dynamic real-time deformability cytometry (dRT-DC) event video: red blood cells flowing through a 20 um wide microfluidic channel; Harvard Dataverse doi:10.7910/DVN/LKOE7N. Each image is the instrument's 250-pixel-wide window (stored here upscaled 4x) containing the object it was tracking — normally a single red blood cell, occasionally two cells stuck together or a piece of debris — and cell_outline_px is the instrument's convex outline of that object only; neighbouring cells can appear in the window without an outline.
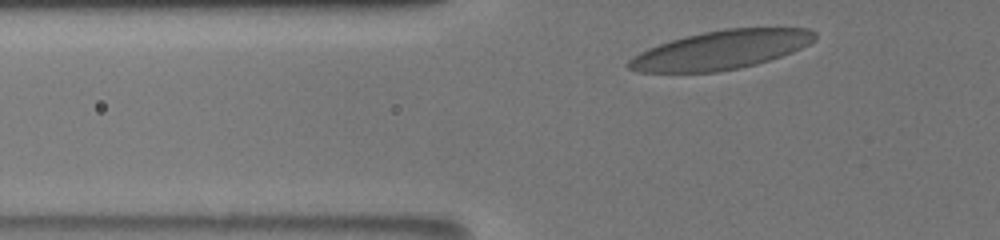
{"species": "human", "species_latin": "Homo sapiens", "temperature_condition": "room temperature", "stored_images_in_passage": 32, "camera_frame_rate_fps": 3000, "um_per_image_px": 0.085, "donor": {"sex": "male"}, "frame": {"image": 1, "passage_image": 2, "time_ms": 0.333, "image_size_px": [1000, 240], "cell_outline_px": [[816, 40], [792, 52], [756, 64], [740, 68], [716, 72], [636, 72], [628, 68], [628, 60], [632, 56], [648, 48], [684, 36], [704, 32], [728, 28], [808, 28], [816, 32]], "centroid_in_image_um": [61.28, 4.24], "position_along_channel_um": 64.5, "area_um2": 41.85}}
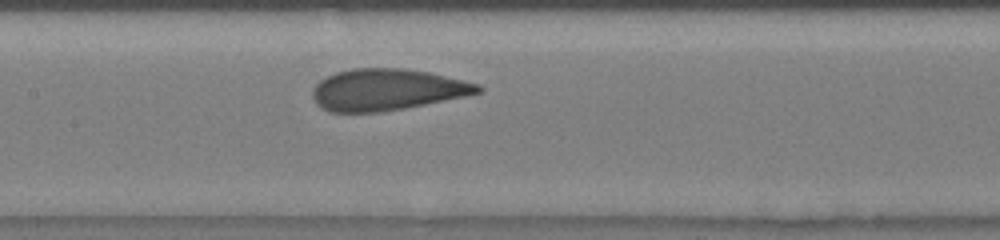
{"frame": {"image": 2, "passage_image": 13, "time_ms": 3.667, "image_size_px": [1000, 240], "cell_outline_px": [[484, 92], [404, 108], [376, 112], [328, 112], [320, 108], [316, 104], [312, 96], [312, 88], [320, 80], [336, 72], [352, 68], [404, 68], [428, 72], [464, 80], [480, 84], [484, 88]], "centroid_in_image_um": [32.87, 7.62], "position_along_channel_um": 174.5, "area_um2": 40.06}}
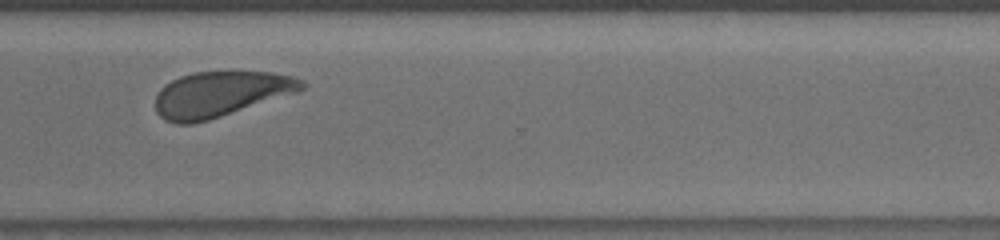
{"frame": {"image": 3, "passage_image": 26, "time_ms": 8.333, "image_size_px": [1000, 240], "cell_outline_px": [[308, 84], [300, 92], [208, 120], [192, 124], [176, 124], [164, 120], [156, 112], [156, 92], [164, 84], [180, 76], [192, 72], [232, 68], [272, 72], [292, 76], [304, 80]], "centroid_in_image_um": [18.78, 7.94], "position_along_channel_um": 351.8, "area_um2": 40.23}, "authors_computed_cell_mechanics": {"area_um2": 40.1999, "velocity_mm_per_s": 3.8006, "shape_relaxation_time_tau1_ms": 3.2448, "shape_relaxation_time_tau2_ms": null, "deformation_change_tau1": 0.1207, "deformation_change_tau2": null}}